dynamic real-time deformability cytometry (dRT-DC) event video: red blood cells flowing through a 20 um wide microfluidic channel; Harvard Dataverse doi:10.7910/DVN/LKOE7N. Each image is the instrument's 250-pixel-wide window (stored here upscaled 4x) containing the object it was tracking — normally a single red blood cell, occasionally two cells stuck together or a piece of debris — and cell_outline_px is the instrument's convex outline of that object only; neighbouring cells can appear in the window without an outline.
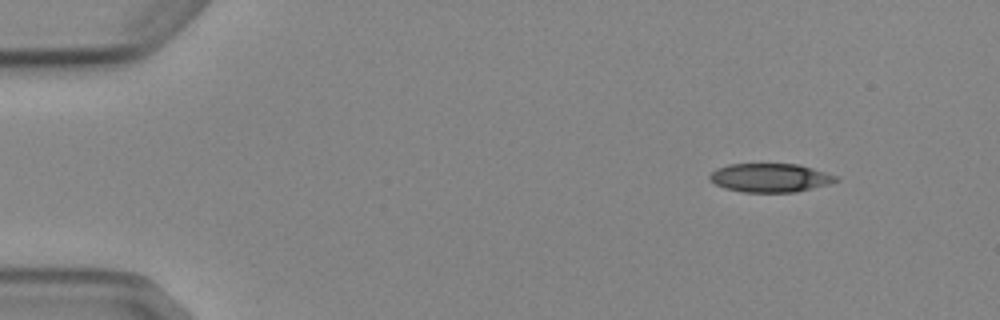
{"species": "Egyptian fruit bat (a non-hibernating species)", "species_latin": "Rousettus aegyptiacus", "temperature_condition": "cold", "stored_images_in_passage": 7, "camera_frame_rate_fps": 3000, "um_per_image_px": 0.085, "animal": {"sex": "female"}, "frame": {"image": 1, "passage_image": 1, "time_ms": 0.0, "image_size_px": [1000, 320], "cell_outline_px": [[840, 180], [828, 184], [796, 192], [744, 192], [724, 188], [716, 184], [708, 176], [716, 168], [728, 164], [800, 164], [840, 176]], "centroid_in_image_um": [65.51, 15.1], "position_along_channel_um": 19.5, "area_um2": 21.21}}
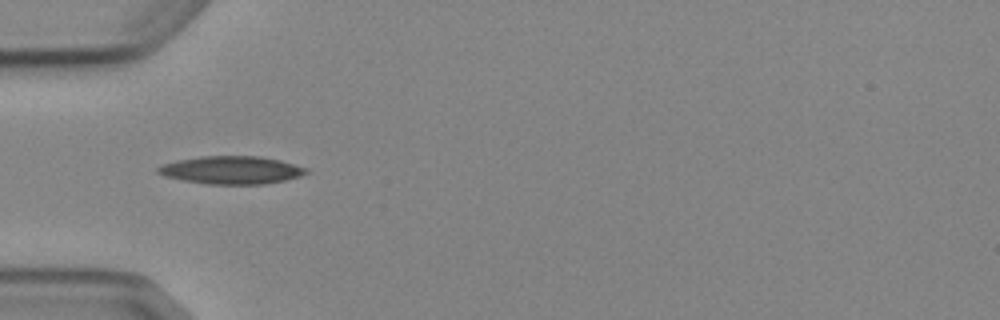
{"frame": {"image": 2, "passage_image": 4, "time_ms": 3.667, "image_size_px": [1000, 320], "cell_outline_px": [[308, 172], [300, 176], [284, 180], [264, 184], [208, 184], [184, 180], [164, 176], [156, 172], [156, 168], [160, 164], [176, 160], [200, 156], [260, 156], [280, 160], [308, 168]], "centroid_in_image_um": [19.64, 14.44], "position_along_channel_um": 65.4, "area_um2": 24.16}}
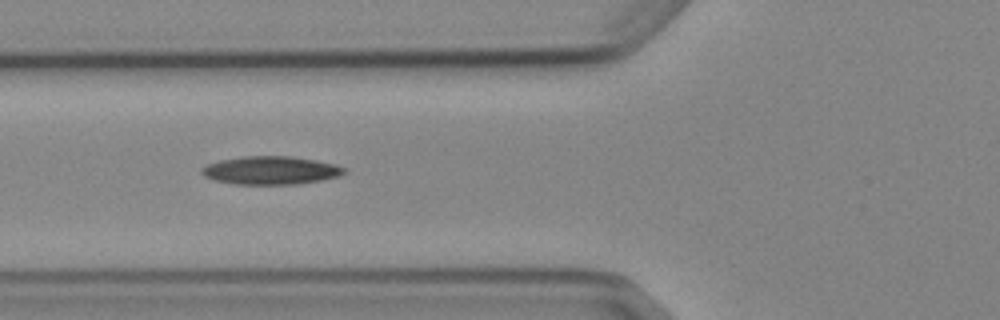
{"frame": {"image": 3, "passage_image": 5, "time_ms": 4.667, "image_size_px": [1000, 320], "cell_outline_px": [[348, 172], [340, 176], [320, 180], [296, 184], [236, 184], [216, 180], [204, 176], [200, 172], [200, 168], [208, 164], [220, 160], [244, 156], [292, 156], [316, 160], [336, 164], [348, 168]], "centroid_in_image_um": [23.06, 14.47], "position_along_channel_um": 102.7, "area_um2": 23.52}}